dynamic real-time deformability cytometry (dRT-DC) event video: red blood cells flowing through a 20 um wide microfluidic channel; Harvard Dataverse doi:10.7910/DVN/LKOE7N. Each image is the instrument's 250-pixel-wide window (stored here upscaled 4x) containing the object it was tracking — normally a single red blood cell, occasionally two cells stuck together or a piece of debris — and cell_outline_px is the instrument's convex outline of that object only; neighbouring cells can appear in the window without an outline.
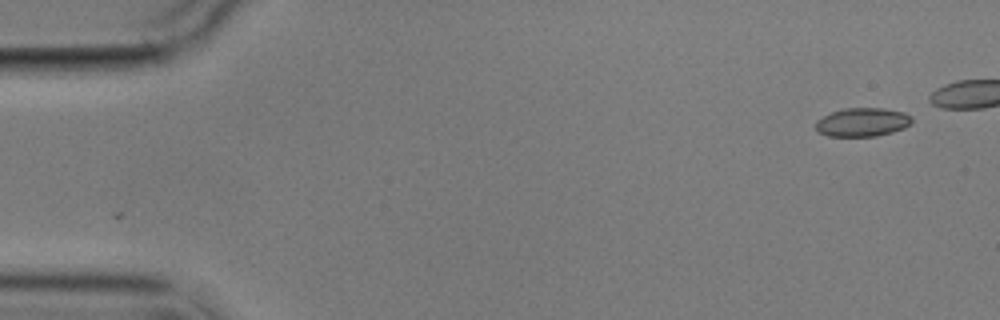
{"species": "common noctule bat (a hibernating species)", "species_latin": "Nyctalus noctula", "temperature_condition": "cold", "stored_images_in_passage": 17, "camera_frame_rate_fps": 3000, "um_per_image_px": 0.085, "animal": {"sex": "male", "body_mass_g": 17.9}, "frame": {"image": 1, "passage_image": 1, "time_ms": 0.0, "image_size_px": [1000, 320], "cell_outline_px": [[912, 124], [904, 128], [892, 132], [876, 136], [828, 136], [820, 132], [816, 128], [816, 120], [832, 112], [844, 108], [884, 108], [904, 112], [912, 116]], "centroid_in_image_um": [73.34, 10.38], "position_along_channel_um": 11.7, "area_um2": 16.07}}
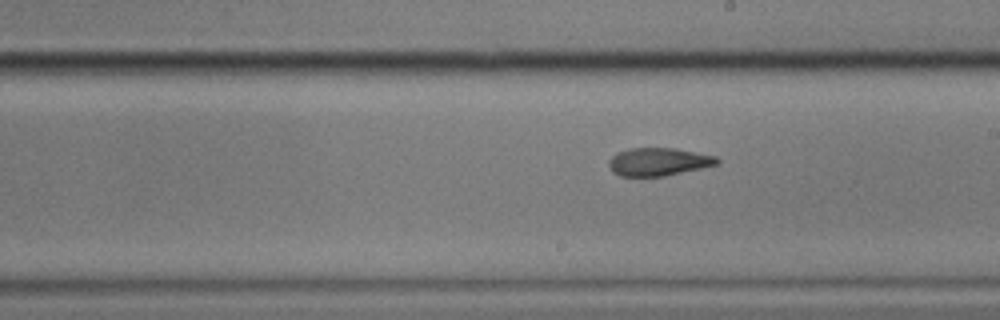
{"frame": {"image": 2, "passage_image": 10, "time_ms": 11.333, "image_size_px": [1000, 320], "cell_outline_px": [[720, 164], [664, 176], [620, 176], [612, 172], [608, 164], [608, 160], [616, 152], [628, 148], [676, 148], [716, 156], [720, 160]], "centroid_in_image_um": [55.96, 13.74], "position_along_channel_um": 233.0, "area_um2": 17.8}}
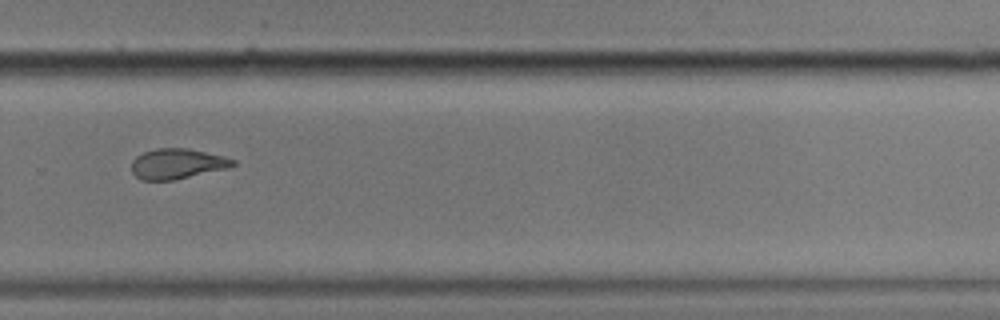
{"frame": {"image": 3, "passage_image": 12, "time_ms": 13.667, "image_size_px": [1000, 320], "cell_outline_px": [[236, 164], [232, 168], [172, 180], [140, 180], [132, 172], [132, 160], [136, 156], [144, 152], [156, 148], [188, 148], [224, 156], [236, 160]], "centroid_in_image_um": [15.1, 13.92], "position_along_channel_um": 314.7, "area_um2": 18.09}, "authors_computed_cell_mechanics": {"area_um2": 17.6868, "velocity_mm_per_s": 3.5255, "shape_relaxation_time_tau1_ms": null, "shape_relaxation_time_tau2_ms": 1.1072, "deformation_change_tau1": null, "deformation_change_tau2": 0.073}}